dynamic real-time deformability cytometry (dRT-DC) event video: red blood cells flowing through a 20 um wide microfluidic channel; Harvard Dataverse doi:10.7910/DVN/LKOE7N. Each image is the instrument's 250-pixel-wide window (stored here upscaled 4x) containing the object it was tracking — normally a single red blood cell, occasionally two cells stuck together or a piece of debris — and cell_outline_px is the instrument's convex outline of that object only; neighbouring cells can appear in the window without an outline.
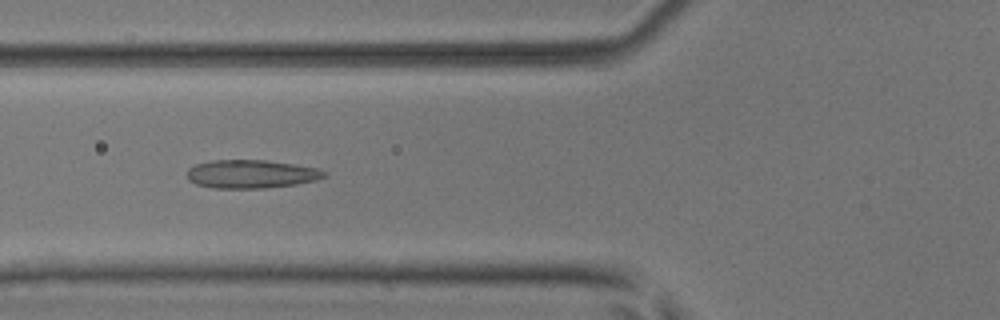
{"species": "common noctule bat (a hibernating species)", "species_latin": "Nyctalus noctula", "temperature_condition": "room temperature", "stored_images_in_passage": 41, "camera_frame_rate_fps": 3000, "um_per_image_px": 0.085, "animal": {"sex": "male", "body_mass_g": 17.9, "forearm_length_mm": 54.2}, "frame": {"image": 1, "passage_image": 8, "time_ms": 2.333, "image_size_px": [1000, 320], "cell_outline_px": [[328, 176], [316, 180], [296, 184], [264, 188], [212, 188], [196, 184], [188, 180], [188, 168], [196, 164], [212, 160], [264, 160], [292, 164], [316, 168], [328, 172]], "centroid_in_image_um": [21.35, 14.79], "position_along_channel_um": 104.4, "area_um2": 22.66}}
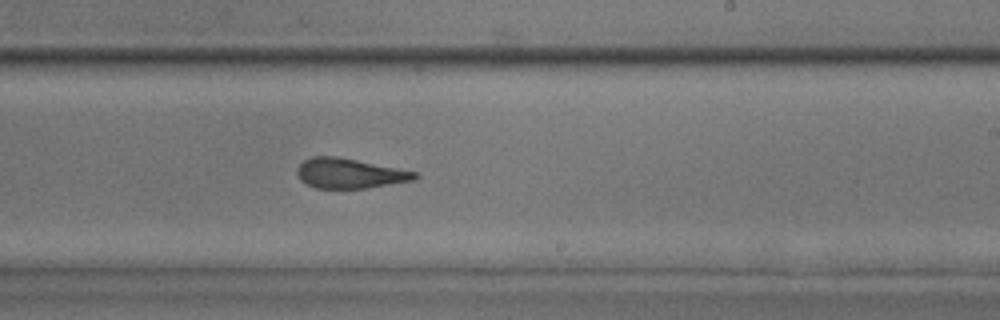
{"frame": {"image": 2, "passage_image": 20, "time_ms": 6.333, "image_size_px": [1000, 320], "cell_outline_px": [[420, 176], [412, 180], [364, 188], [316, 188], [300, 180], [296, 172], [296, 168], [304, 160], [312, 156], [336, 156], [416, 172]], "centroid_in_image_um": [29.65, 14.73], "position_along_channel_um": 259.3, "area_um2": 20.17}}
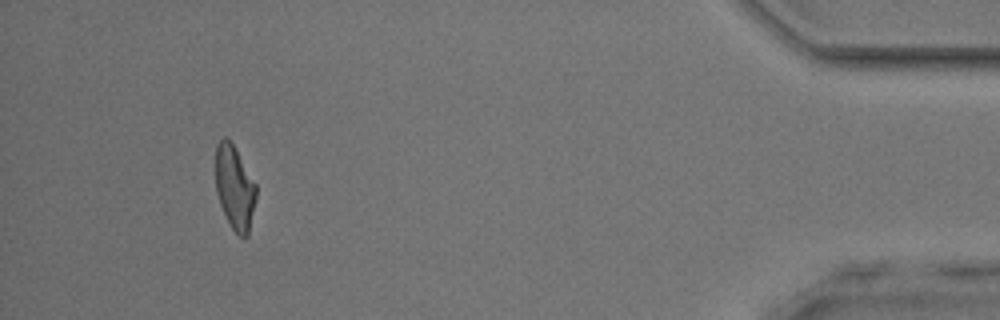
{"frame": {"image": 3, "passage_image": 37, "time_ms": 12.0, "image_size_px": [1000, 320], "cell_outline_px": [[256, 196], [248, 236], [244, 240], [232, 228], [220, 204], [216, 192], [216, 144], [224, 136], [232, 144], [256, 184]], "centroid_in_image_um": [19.94, 15.97], "position_along_channel_um": 415.3, "area_um2": 19.48}, "authors_computed_cell_mechanics": {"area_um2": 20.9236, "velocity_mm_per_s": 3.8786, "shape_relaxation_time_tau1_ms": null, "shape_relaxation_time_tau2_ms": 2.0829, "deformation_change_tau1": null, "deformation_change_tau2": 0.1061}}